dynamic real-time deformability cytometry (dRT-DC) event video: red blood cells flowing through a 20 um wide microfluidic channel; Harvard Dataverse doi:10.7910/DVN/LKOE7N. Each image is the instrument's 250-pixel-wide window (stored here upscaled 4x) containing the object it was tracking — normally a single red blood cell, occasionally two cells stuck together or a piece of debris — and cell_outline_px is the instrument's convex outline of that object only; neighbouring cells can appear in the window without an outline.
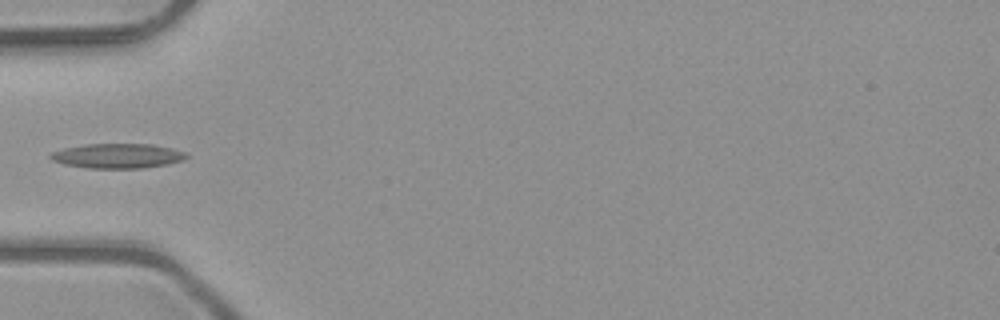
{"species": "common noctule bat (a hibernating species)", "species_latin": "Nyctalus noctula", "temperature_condition": "room temperature", "stored_images_in_passage": 6, "camera_frame_rate_fps": 3000, "um_per_image_px": 0.085, "animal": {"sex": "male", "body_mass_g": 23.1, "forearm_length_mm": 52.7}, "frame": {"image": 1, "passage_image": 5, "time_ms": 1.333, "image_size_px": [1000, 320], "cell_outline_px": [[188, 156], [184, 160], [168, 164], [144, 168], [88, 168], [64, 164], [52, 160], [48, 156], [52, 152], [64, 148], [84, 144], [152, 144], [172, 148], [188, 152]], "centroid_in_image_um": [10.03, 13.25], "position_along_channel_um": 75.0, "area_um2": 19.71}}
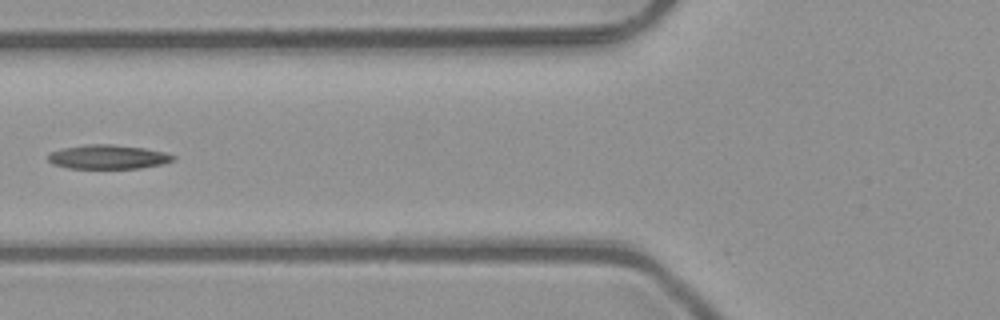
{"frame": {"image": 2, "passage_image": 6, "time_ms": 1.667, "image_size_px": [1000, 320], "cell_outline_px": [[176, 160], [160, 164], [140, 168], [68, 168], [52, 164], [48, 160], [48, 152], [64, 148], [84, 144], [112, 144], [144, 148], [164, 152], [176, 156]], "centroid_in_image_um": [9.16, 13.33], "position_along_channel_um": 116.6, "area_um2": 17.63}}